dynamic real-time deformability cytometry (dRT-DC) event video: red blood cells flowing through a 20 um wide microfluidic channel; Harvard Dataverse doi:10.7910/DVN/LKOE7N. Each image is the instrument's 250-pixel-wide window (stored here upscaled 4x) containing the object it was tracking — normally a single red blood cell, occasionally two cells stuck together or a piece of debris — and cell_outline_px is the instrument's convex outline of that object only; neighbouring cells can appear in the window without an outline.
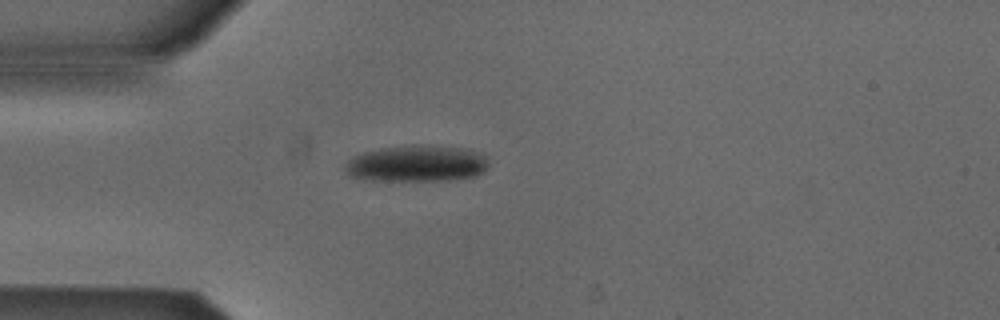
{"species": "Egyptian fruit bat (a non-hibernating species)", "species_latin": "Rousettus aegyptiacus", "temperature_condition": "cold", "stored_images_in_passage": 40, "camera_frame_rate_fps": 3000, "um_per_image_px": 0.085, "animal": {"sex": "male"}, "frame": {"image": 1, "passage_image": 1, "time_ms": 0.0, "image_size_px": [1000, 320], "cell_outline_px": [[488, 168], [484, 172], [476, 176], [444, 180], [372, 180], [348, 176], [344, 168], [348, 160], [352, 156], [364, 152], [380, 148], [412, 144], [420, 144], [464, 148], [476, 152], [484, 156], [488, 160]], "centroid_in_image_um": [35.41, 13.89], "position_along_channel_um": 49.6, "area_um2": 30.63}}
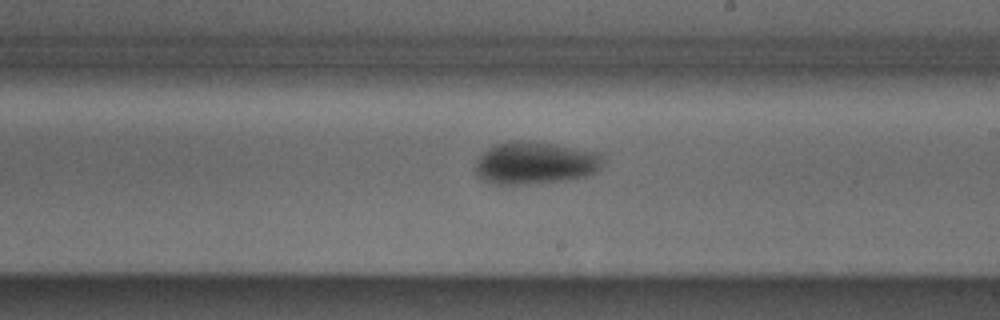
{"frame": {"image": 2, "passage_image": 17, "time_ms": 5.333, "image_size_px": [1000, 320], "cell_outline_px": [[600, 168], [596, 172], [588, 176], [564, 180], [524, 184], [492, 184], [480, 180], [476, 172], [476, 164], [480, 156], [488, 148], [496, 144], [512, 140], [552, 144], [596, 152], [600, 156]], "centroid_in_image_um": [45.43, 13.87], "position_along_channel_um": 243.6, "area_um2": 31.04}}
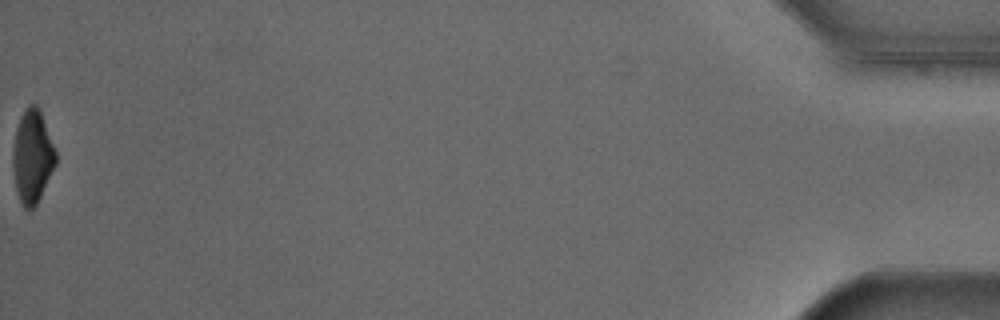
{"frame": {"image": 3, "passage_image": 40, "time_ms": 13.0, "image_size_px": [1000, 320], "cell_outline_px": [[56, 164], [36, 204], [28, 212], [20, 204], [16, 188], [12, 164], [12, 160], [16, 128], [20, 116], [28, 104], [36, 104], [40, 108], [56, 152]], "centroid_in_image_um": [2.74, 13.29], "position_along_channel_um": 432.5, "area_um2": 23.24}, "authors_computed_cell_mechanics": {"area_um2": 29.4202, "velocity_mm_per_s": 3.8606, "shape_relaxation_time_tau1_ms": 2.1381, "shape_relaxation_time_tau2_ms": null, "deformation_change_tau1": 0.1164, "deformation_change_tau2": null}}